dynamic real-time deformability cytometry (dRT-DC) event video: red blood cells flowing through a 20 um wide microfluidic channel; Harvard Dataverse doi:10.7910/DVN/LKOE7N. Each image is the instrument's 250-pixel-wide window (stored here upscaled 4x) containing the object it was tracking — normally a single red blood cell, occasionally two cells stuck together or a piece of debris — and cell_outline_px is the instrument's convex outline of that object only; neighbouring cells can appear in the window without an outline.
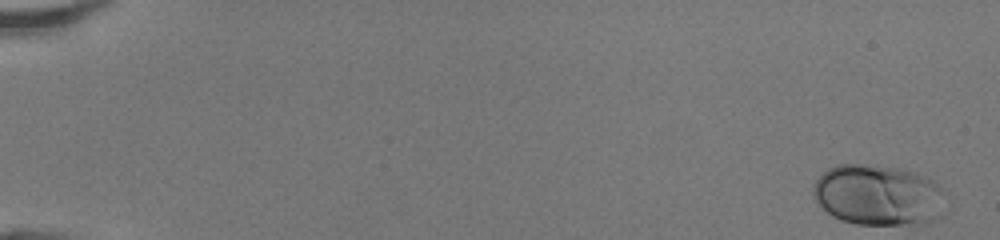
{"species": "human", "species_latin": "Homo sapiens", "temperature_condition": "room temperature", "stored_images_in_passage": 48, "camera_frame_rate_fps": 3000, "um_per_image_px": 0.085, "donor": {"sex": "female"}, "frame": {"image": 1, "passage_image": 1, "time_ms": 0.0, "image_size_px": [1000, 240], "cell_outline_px": [[948, 192], [932, 220], [900, 224], [856, 224], [840, 220], [832, 216], [816, 204], [812, 192], [812, 188], [816, 180], [828, 168], [836, 164], [876, 164], [896, 168], [912, 172], [924, 176], [932, 180], [944, 188]], "centroid_in_image_um": [74.56, 16.55], "position_along_channel_um": 10.4, "area_um2": 46.76}}
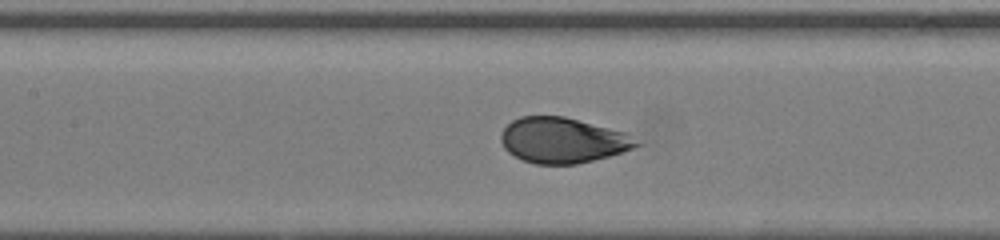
{"frame": {"image": 2, "passage_image": 24, "time_ms": 7.667, "image_size_px": [1000, 240], "cell_outline_px": [[644, 144], [608, 156], [576, 164], [536, 164], [524, 160], [508, 152], [504, 148], [500, 140], [500, 136], [504, 128], [512, 120], [520, 116], [564, 116], [624, 132]], "centroid_in_image_um": [47.8, 11.92], "position_along_channel_um": 159.6, "area_um2": 35.6}}
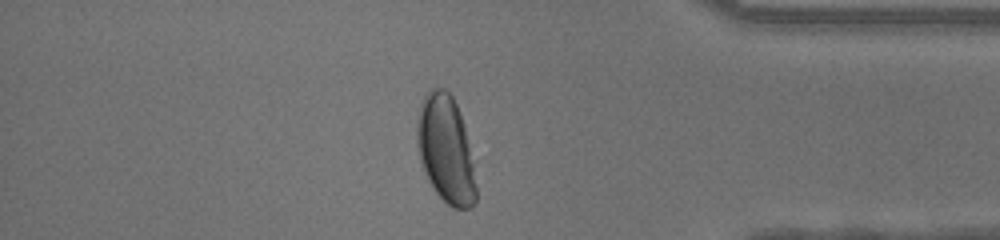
{"frame": {"image": 3, "passage_image": 42, "time_ms": 13.667, "image_size_px": [1000, 240], "cell_outline_px": [[476, 200], [472, 208], [452, 208], [432, 188], [424, 172], [420, 160], [416, 144], [416, 116], [420, 104], [424, 96], [432, 88], [444, 88], [452, 96], [456, 104], [464, 124], [472, 164], [476, 188]], "centroid_in_image_um": [37.85, 12.69], "position_along_channel_um": 397.4, "area_um2": 36.93}, "authors_computed_cell_mechanics": {"area_um2": 38.0324, "velocity_mm_per_s": 4.2645, "shape_relaxation_time_tau1_ms": 2.409, "shape_relaxation_time_tau2_ms": null, "deformation_change_tau1": 0.1404, "deformation_change_tau2": null}}